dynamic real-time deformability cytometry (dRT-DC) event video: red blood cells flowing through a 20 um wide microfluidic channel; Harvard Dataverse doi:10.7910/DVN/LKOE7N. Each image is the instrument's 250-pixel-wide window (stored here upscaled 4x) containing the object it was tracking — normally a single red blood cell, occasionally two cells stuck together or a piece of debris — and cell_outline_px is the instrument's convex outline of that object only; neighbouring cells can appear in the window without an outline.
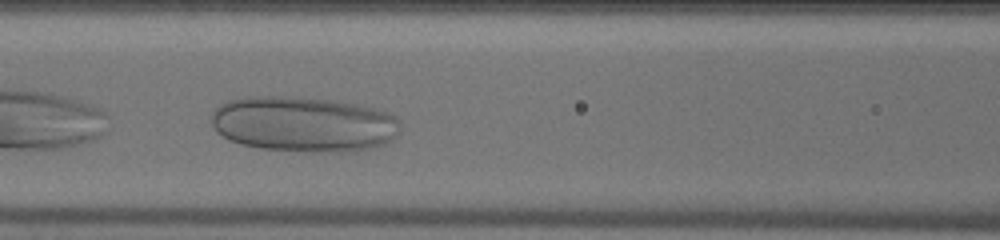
{"species": "human", "species_latin": "Homo sapiens", "temperature_condition": "warm", "stored_images_in_passage": 24, "camera_frame_rate_fps": 3000, "um_per_image_px": 0.085, "donor": {"sex": "male"}, "frame": {"image": 1, "passage_image": 7, "time_ms": 2.0, "image_size_px": [1000, 240], "cell_outline_px": [[400, 128], [396, 136], [392, 140], [384, 144], [352, 152], [304, 152], [260, 148], [240, 144], [228, 140], [216, 132], [212, 124], [212, 112], [220, 104], [228, 100], [244, 96], [288, 96], [340, 100], [388, 112], [396, 116], [400, 120]], "centroid_in_image_um": [25.8, 10.55], "position_along_channel_um": 140.8, "area_um2": 61.96}}
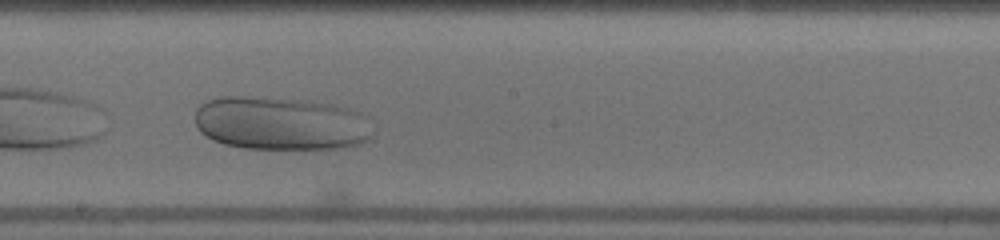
{"frame": {"image": 2, "passage_image": 13, "time_ms": 4.0, "image_size_px": [1000, 240], "cell_outline_px": [[368, 140], [360, 144], [344, 148], [244, 148], [224, 144], [212, 140], [200, 132], [196, 124], [196, 108], [200, 104], [208, 100], [220, 96], [244, 96], [296, 100], [328, 104], [348, 108], [356, 112], [368, 136]], "centroid_in_image_um": [23.68, 10.49], "position_along_channel_um": 224.5, "area_um2": 53.99}}
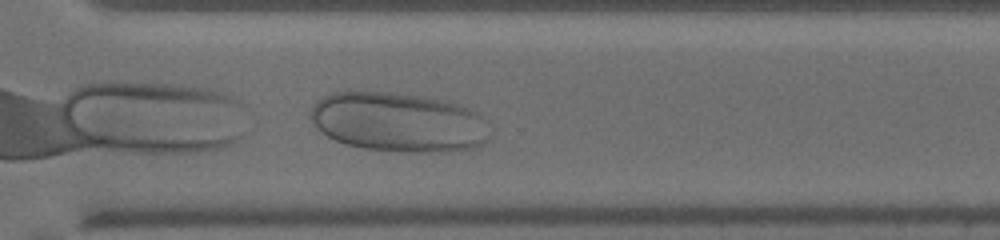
{"frame": {"image": 3, "passage_image": 21, "time_ms": 6.667, "image_size_px": [1000, 240], "cell_outline_px": [[488, 140], [472, 148], [448, 152], [400, 152], [364, 148], [344, 144], [328, 136], [316, 128], [312, 120], [312, 104], [320, 96], [332, 92], [392, 92], [448, 100], [472, 108], [480, 112], [488, 120]], "centroid_in_image_um": [33.91, 10.38], "position_along_channel_um": 336.7, "area_um2": 62.94}}